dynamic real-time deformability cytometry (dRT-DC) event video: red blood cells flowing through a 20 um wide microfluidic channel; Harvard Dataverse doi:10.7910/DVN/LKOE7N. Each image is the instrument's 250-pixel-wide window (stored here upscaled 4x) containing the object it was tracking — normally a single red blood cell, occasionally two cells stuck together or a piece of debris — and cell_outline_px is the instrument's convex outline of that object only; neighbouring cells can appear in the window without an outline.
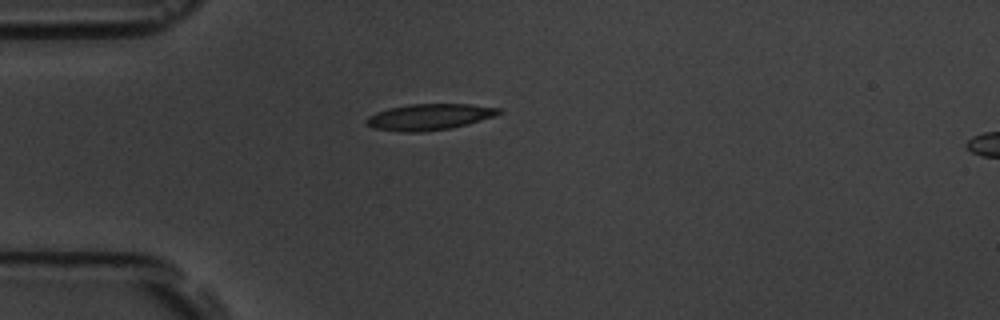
{"species": "common noctule bat (a hibernating species)", "species_latin": "Nyctalus noctula", "temperature_condition": "room temperature", "stored_images_in_passage": 5, "camera_frame_rate_fps": 3000, "um_per_image_px": 0.085, "animal": {"sex": "male", "body_mass_g": 19.5, "forearm_length_mm": 54.6}, "frame": {"image": 1, "passage_image": 1, "time_ms": 0.0, "image_size_px": [1000, 320], "cell_outline_px": [[504, 112], [496, 116], [468, 124], [448, 128], [420, 132], [404, 132], [376, 128], [364, 124], [364, 120], [368, 116], [376, 112], [388, 108], [408, 104], [468, 104], [500, 108]], "centroid_in_image_um": [36.49, 9.93], "position_along_channel_um": 48.5, "area_um2": 20.23}}
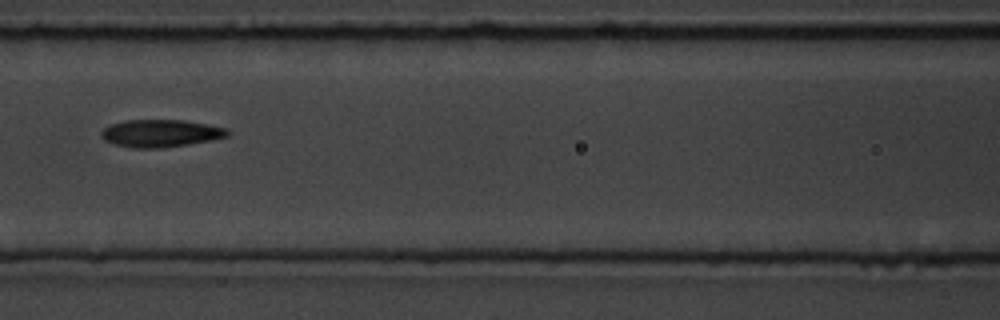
{"frame": {"image": 2, "passage_image": 4, "time_ms": 3.333, "image_size_px": [1000, 320], "cell_outline_px": [[228, 136], [212, 140], [188, 144], [160, 148], [136, 148], [112, 144], [104, 140], [100, 136], [100, 132], [104, 128], [112, 124], [124, 120], [184, 120], [228, 128]], "centroid_in_image_um": [13.63, 11.33], "position_along_channel_um": 153.0, "area_um2": 20.23}}
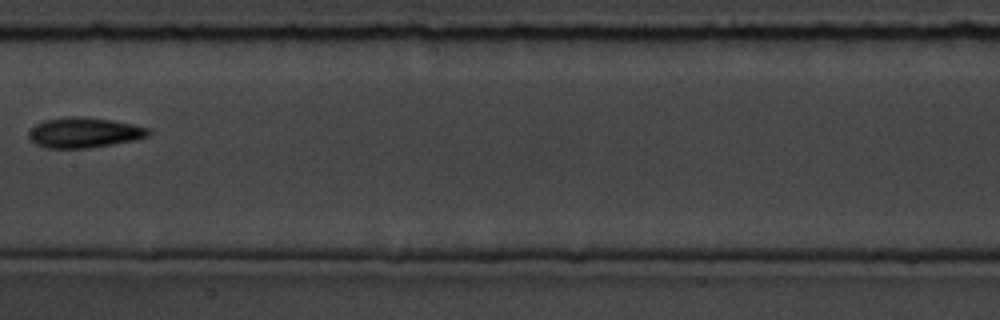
{"frame": {"image": 3, "passage_image": 5, "time_ms": 4.667, "image_size_px": [1000, 320], "cell_outline_px": [[152, 132], [148, 136], [132, 140], [112, 144], [88, 148], [44, 148], [36, 144], [28, 136], [28, 132], [36, 124], [44, 120], [72, 116], [84, 116], [112, 120], [132, 124], [148, 128]], "centroid_in_image_um": [7.14, 11.26], "position_along_channel_um": 200.3, "area_um2": 21.04}}